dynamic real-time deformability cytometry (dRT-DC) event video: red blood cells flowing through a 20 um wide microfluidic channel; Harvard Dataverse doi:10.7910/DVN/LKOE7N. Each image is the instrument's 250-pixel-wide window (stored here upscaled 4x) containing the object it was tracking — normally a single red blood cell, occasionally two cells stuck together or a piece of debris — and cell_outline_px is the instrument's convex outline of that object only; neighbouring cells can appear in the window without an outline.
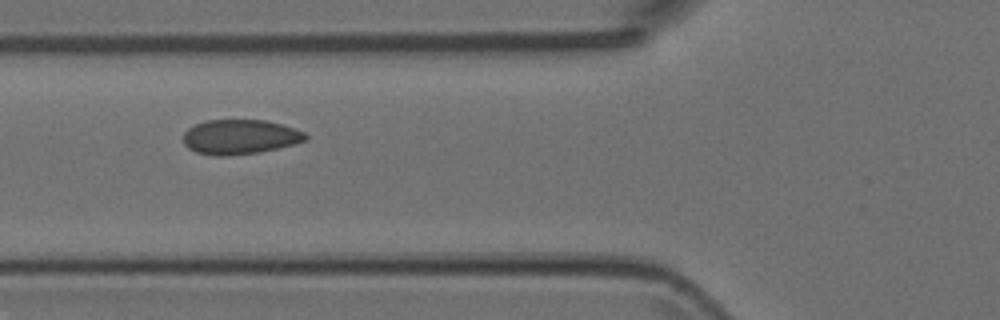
{"species": "Egyptian fruit bat (a non-hibernating species)", "species_latin": "Rousettus aegyptiacus", "temperature_condition": "room temperature", "stored_images_in_passage": 4, "camera_frame_rate_fps": 3000, "um_per_image_px": 0.085, "animal": {"sex": "female"}, "frame": {"image": 1, "passage_image": 2, "time_ms": 0.333, "image_size_px": [1000, 320], "cell_outline_px": [[308, 140], [260, 152], [228, 156], [212, 156], [196, 152], [188, 148], [184, 144], [184, 132], [188, 128], [196, 124], [208, 120], [264, 120], [280, 124], [304, 132], [308, 136]], "centroid_in_image_um": [20.37, 11.65], "position_along_channel_um": 105.4, "area_um2": 24.62}}
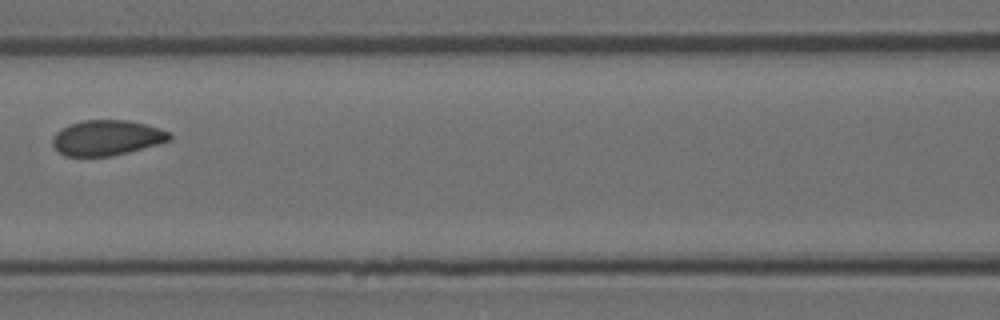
{"frame": {"image": 2, "passage_image": 3, "time_ms": 0.667, "image_size_px": [1000, 320], "cell_outline_px": [[172, 140], [128, 152], [112, 156], [64, 156], [52, 144], [52, 136], [60, 128], [68, 124], [84, 120], [128, 120], [144, 124], [172, 132]], "centroid_in_image_um": [9.07, 11.7], "position_along_channel_um": 157.5, "area_um2": 24.16}}
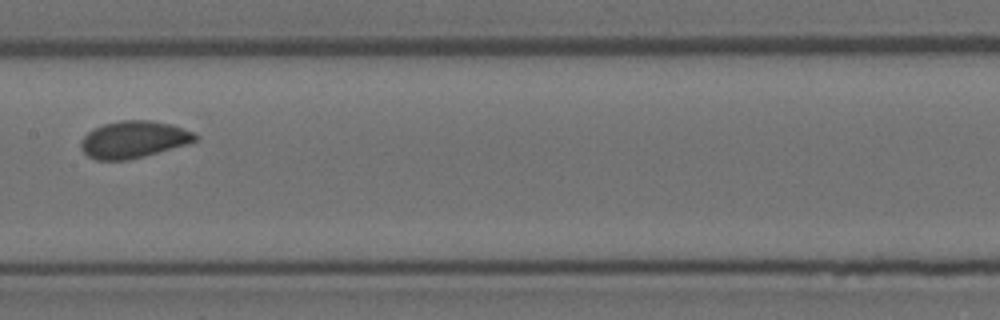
{"frame": {"image": 3, "passage_image": 4, "time_ms": 1.0, "image_size_px": [1000, 320], "cell_outline_px": [[200, 136], [196, 140], [188, 144], [144, 156], [128, 160], [96, 160], [88, 156], [80, 148], [80, 140], [88, 132], [104, 124], [120, 120], [152, 120], [168, 124], [192, 132]], "centroid_in_image_um": [11.33, 11.86], "position_along_channel_um": 196.1, "area_um2": 24.51}}